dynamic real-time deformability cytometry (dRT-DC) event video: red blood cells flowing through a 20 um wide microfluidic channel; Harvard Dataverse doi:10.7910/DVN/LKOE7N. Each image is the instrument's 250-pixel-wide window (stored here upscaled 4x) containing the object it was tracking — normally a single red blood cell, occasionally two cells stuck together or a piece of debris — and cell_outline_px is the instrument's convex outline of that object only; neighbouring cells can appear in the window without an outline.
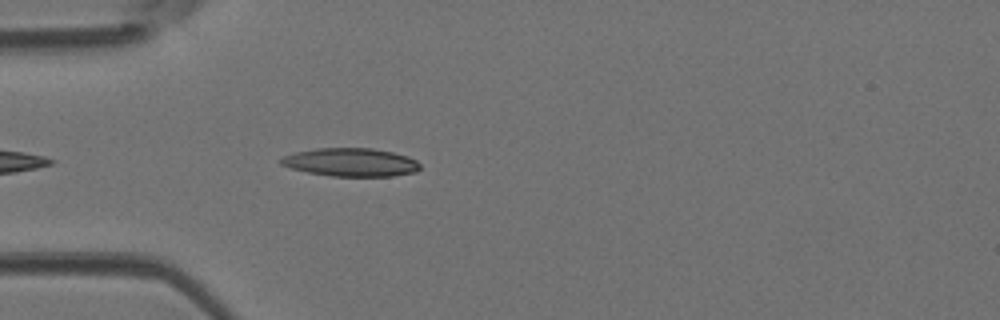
{"species": "Egyptian fruit bat (a non-hibernating species)", "species_latin": "Rousettus aegyptiacus", "temperature_condition": "room temperature", "stored_images_in_passage": 9, "camera_frame_rate_fps": 3000, "um_per_image_px": 0.085, "animal": {"sex": "female"}, "frame": {"image": 1, "passage_image": 3, "time_ms": 0.667, "image_size_px": [1000, 320], "cell_outline_px": [[420, 168], [416, 172], [392, 176], [332, 176], [308, 172], [292, 168], [280, 164], [280, 160], [284, 156], [296, 152], [316, 148], [372, 148], [392, 152], [408, 156], [416, 160], [420, 164]], "centroid_in_image_um": [29.85, 13.79], "position_along_channel_um": 55.2, "area_um2": 22.83}}